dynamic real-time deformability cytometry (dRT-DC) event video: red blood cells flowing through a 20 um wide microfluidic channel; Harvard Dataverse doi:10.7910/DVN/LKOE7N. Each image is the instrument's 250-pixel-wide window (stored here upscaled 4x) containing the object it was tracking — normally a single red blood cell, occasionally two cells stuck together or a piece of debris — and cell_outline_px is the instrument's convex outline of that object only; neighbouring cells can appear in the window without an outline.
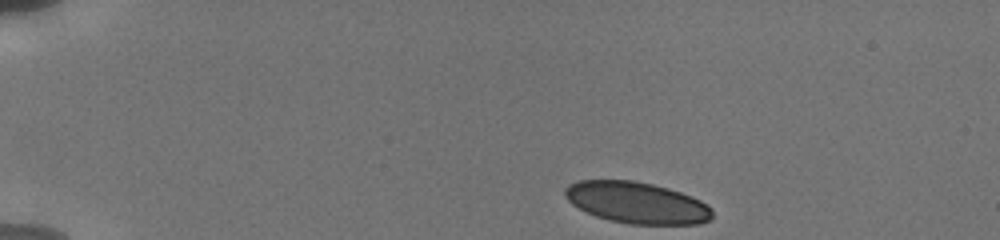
{"species": "human", "species_latin": "Homo sapiens", "temperature_condition": "cold", "stored_images_in_passage": 28, "camera_frame_rate_fps": 3000, "um_per_image_px": 0.085, "donor": {"sex": "male"}, "frame": {"image": 1, "passage_image": 1, "time_ms": 0.0, "image_size_px": [1000, 240], "cell_outline_px": [[712, 216], [708, 220], [700, 224], [628, 224], [596, 216], [572, 204], [564, 196], [564, 188], [568, 184], [580, 180], [632, 180], [652, 184], [668, 188], [692, 196], [708, 204], [712, 208]], "centroid_in_image_um": [54.13, 17.22], "position_along_channel_um": 30.9, "area_um2": 35.55}}
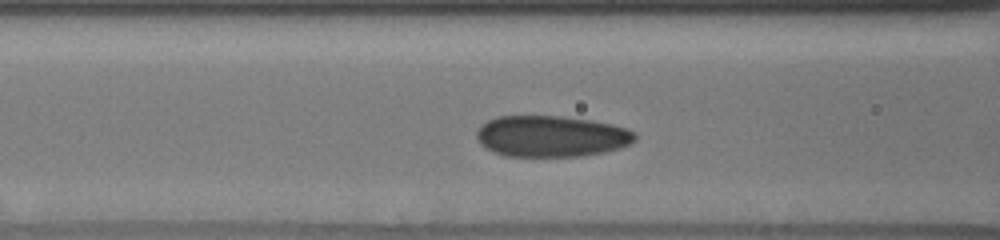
{"frame": {"image": 2, "passage_image": 14, "time_ms": 4.667, "image_size_px": [1000, 240], "cell_outline_px": [[636, 140], [620, 148], [604, 152], [580, 156], [504, 156], [480, 144], [476, 136], [476, 132], [488, 120], [496, 116], [560, 116], [588, 120], [612, 124], [624, 128], [632, 132], [636, 136]], "centroid_in_image_um": [46.84, 11.58], "position_along_channel_um": 119.8, "area_um2": 37.69}}
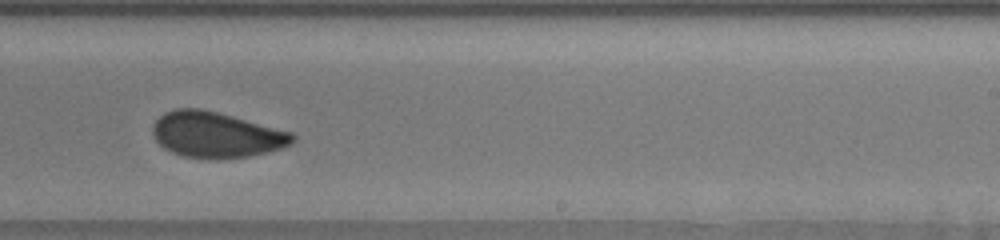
{"frame": {"image": 3, "passage_image": 26, "time_ms": 8.667, "image_size_px": [1000, 240], "cell_outline_px": [[296, 140], [292, 144], [280, 148], [248, 156], [220, 160], [208, 160], [180, 156], [164, 148], [152, 136], [152, 124], [164, 112], [176, 108], [200, 108], [232, 116], [292, 132], [296, 136]], "centroid_in_image_um": [18.34, 11.47], "position_along_channel_um": 270.7, "area_um2": 37.57}}